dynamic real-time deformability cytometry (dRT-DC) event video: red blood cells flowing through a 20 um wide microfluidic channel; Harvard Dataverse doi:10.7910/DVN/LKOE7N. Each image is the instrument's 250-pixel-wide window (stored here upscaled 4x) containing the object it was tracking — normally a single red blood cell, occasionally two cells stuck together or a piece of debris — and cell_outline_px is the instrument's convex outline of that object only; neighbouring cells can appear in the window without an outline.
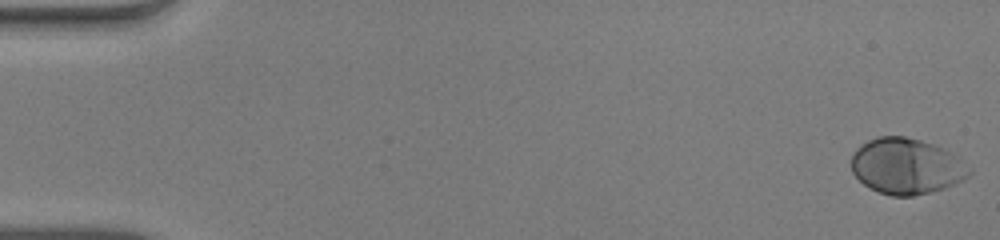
{"species": "human", "species_latin": "Homo sapiens", "temperature_condition": "warm", "stored_images_in_passage": 53, "camera_frame_rate_fps": 3000, "um_per_image_px": 0.085, "donor": {"sex": "male"}, "frame": {"image": 1, "passage_image": 1, "time_ms": 0.0, "image_size_px": [1000, 240], "cell_outline_px": [[972, 172], [964, 180], [944, 188], [912, 196], [892, 196], [880, 192], [864, 184], [852, 172], [852, 152], [860, 144], [868, 140], [880, 136], [904, 136], [920, 140], [932, 144], [956, 156], [972, 168]], "centroid_in_image_um": [77.04, 14.12], "position_along_channel_um": 8.0, "area_um2": 38.15}}
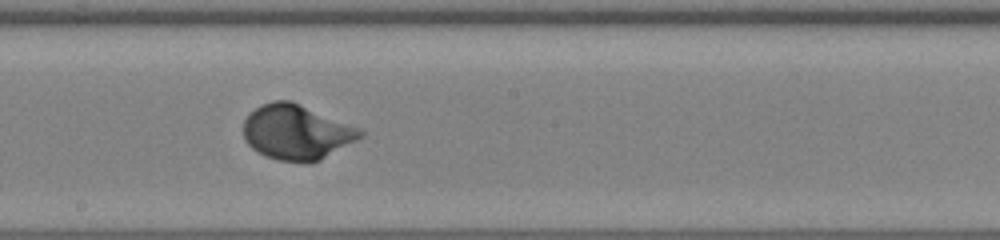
{"frame": {"image": 2, "passage_image": 30, "time_ms": 9.667, "image_size_px": [1000, 240], "cell_outline_px": [[364, 136], [320, 160], [308, 164], [280, 160], [268, 156], [252, 148], [244, 140], [244, 120], [260, 104], [272, 100], [292, 100], [360, 128], [364, 132]], "centroid_in_image_um": [25.22, 11.23], "position_along_channel_um": 223.0, "area_um2": 37.45}}
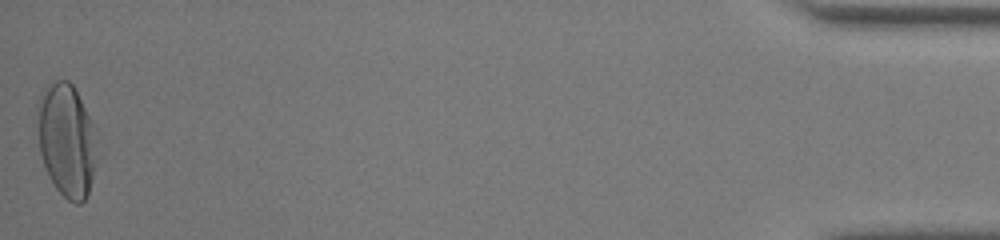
{"frame": {"image": 3, "passage_image": 53, "time_ms": 17.333, "image_size_px": [1000, 240], "cell_outline_px": [[96, 160], [88, 192], [84, 200], [80, 204], [76, 204], [68, 200], [56, 188], [48, 176], [40, 152], [36, 108], [36, 104], [40, 92], [48, 84], [56, 80], [68, 80], [72, 84], [92, 124], [96, 152]], "centroid_in_image_um": [5.61, 11.9], "position_along_channel_um": 429.6, "area_um2": 38.84}, "authors_computed_cell_mechanics": {"area_um2": 36.2984, "velocity_mm_per_s": 3.9116, "shape_relaxation_time_tau1_ms": 2.3721, "shape_relaxation_time_tau2_ms": null, "deformation_change_tau1": 0.1782, "deformation_change_tau2": null}}